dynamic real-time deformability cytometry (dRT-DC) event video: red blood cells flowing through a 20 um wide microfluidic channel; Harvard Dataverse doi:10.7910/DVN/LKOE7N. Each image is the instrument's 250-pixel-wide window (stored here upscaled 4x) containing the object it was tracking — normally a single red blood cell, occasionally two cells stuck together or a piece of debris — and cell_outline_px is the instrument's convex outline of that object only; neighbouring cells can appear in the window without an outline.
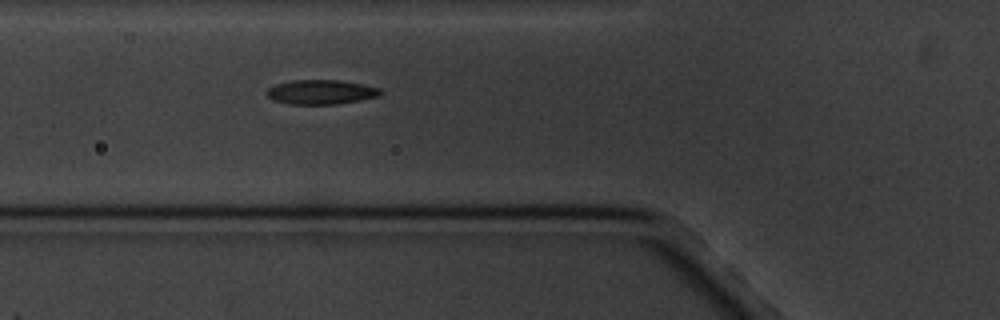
{"species": "common noctule bat (a hibernating species)", "species_latin": "Nyctalus noctula", "temperature_condition": "cold", "stored_images_in_passage": 7, "camera_frame_rate_fps": 3000, "um_per_image_px": 0.085, "animal": {"sex": "male", "body_mass_g": 20.1, "forearm_length_mm": 53.5}, "frame": {"image": 1, "passage_image": 7, "time_ms": 7.0, "image_size_px": [1000, 320], "cell_outline_px": [[384, 92], [380, 96], [360, 100], [336, 104], [288, 104], [272, 100], [268, 96], [268, 88], [276, 84], [292, 80], [340, 80], [364, 84], [380, 88]], "centroid_in_image_um": [27.33, 7.82], "position_along_channel_um": 98.5, "area_um2": 16.3}}